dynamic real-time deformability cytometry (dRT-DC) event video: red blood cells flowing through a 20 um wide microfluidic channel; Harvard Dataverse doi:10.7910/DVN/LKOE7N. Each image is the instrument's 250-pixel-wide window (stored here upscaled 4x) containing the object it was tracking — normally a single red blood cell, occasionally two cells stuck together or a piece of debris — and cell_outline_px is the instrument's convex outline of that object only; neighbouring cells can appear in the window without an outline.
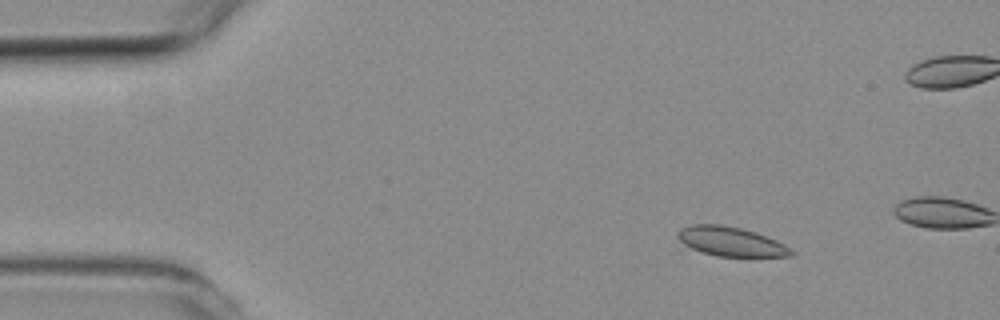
{"species": "common noctule bat (a hibernating species)", "species_latin": "Nyctalus noctula", "temperature_condition": "room temperature", "stored_images_in_passage": 3, "camera_frame_rate_fps": 3000, "um_per_image_px": 0.085, "animal": {"sex": "female", "body_mass_g": 19.3, "forearm_length_mm": 54.1}, "frame": {"image": 1, "passage_image": 1, "time_ms": 0.0, "image_size_px": [1000, 320], "cell_outline_px": [[796, 252], [792, 256], [752, 260], [680, 252], [676, 236], [676, 232], [680, 228], [692, 224], [720, 224], [740, 228], [756, 232], [776, 240], [784, 244]], "centroid_in_image_um": [62.0, 20.63], "position_along_channel_um": 23.0, "area_um2": 21.73}}